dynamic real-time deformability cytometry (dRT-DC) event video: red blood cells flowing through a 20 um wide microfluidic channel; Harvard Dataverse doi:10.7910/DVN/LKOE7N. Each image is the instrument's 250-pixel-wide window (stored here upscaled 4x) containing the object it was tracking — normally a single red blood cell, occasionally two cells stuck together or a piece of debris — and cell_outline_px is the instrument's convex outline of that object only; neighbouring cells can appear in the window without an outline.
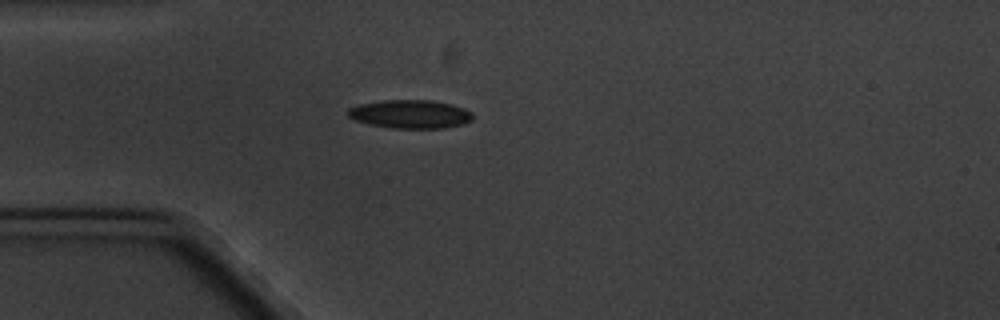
{"species": "common noctule bat (a hibernating species)", "species_latin": "Nyctalus noctula", "temperature_condition": "cold", "stored_images_in_passage": 7, "camera_frame_rate_fps": 3000, "um_per_image_px": 0.085, "animal": {"sex": "male", "body_mass_g": 20.1, "forearm_length_mm": 53.5}, "frame": {"image": 1, "passage_image": 7, "time_ms": 6.667, "image_size_px": [1000, 320], "cell_outline_px": [[472, 120], [464, 124], [444, 128], [392, 128], [372, 124], [356, 120], [348, 116], [348, 108], [360, 104], [384, 100], [432, 100], [464, 108], [472, 112]], "centroid_in_image_um": [34.9, 9.7], "position_along_channel_um": 50.1, "area_um2": 20.52}}